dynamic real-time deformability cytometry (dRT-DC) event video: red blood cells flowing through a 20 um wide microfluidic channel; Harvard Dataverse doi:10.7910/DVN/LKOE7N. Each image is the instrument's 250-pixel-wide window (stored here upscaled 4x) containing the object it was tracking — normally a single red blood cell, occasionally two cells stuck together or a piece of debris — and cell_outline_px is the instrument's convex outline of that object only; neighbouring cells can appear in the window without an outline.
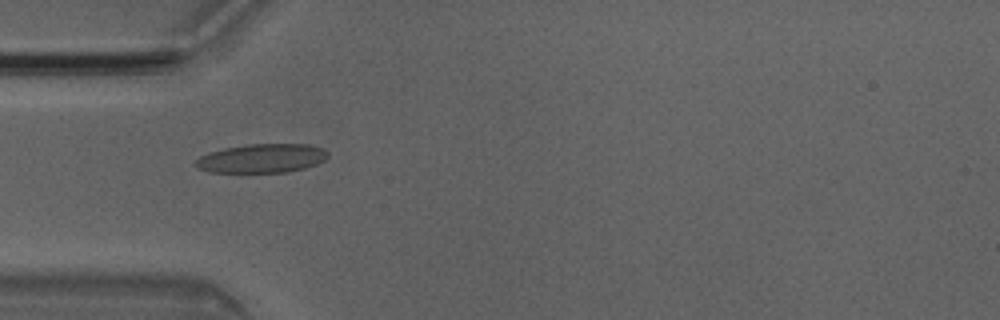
{"species": "Egyptian fruit bat (a non-hibernating species)", "species_latin": "Rousettus aegyptiacus", "temperature_condition": "room temperature", "stored_images_in_passage": 7, "camera_frame_rate_fps": 3000, "um_per_image_px": 0.085, "animal": {"sex": "male"}, "frame": {"image": 1, "passage_image": 4, "time_ms": 1.0, "image_size_px": [1000, 320], "cell_outline_px": [[328, 156], [324, 160], [316, 164], [304, 168], [288, 172], [208, 172], [196, 168], [192, 164], [200, 156], [208, 152], [224, 148], [248, 144], [308, 144], [324, 148], [328, 152]], "centroid_in_image_um": [22.22, 13.46], "position_along_channel_um": 62.8, "area_um2": 22.48}}